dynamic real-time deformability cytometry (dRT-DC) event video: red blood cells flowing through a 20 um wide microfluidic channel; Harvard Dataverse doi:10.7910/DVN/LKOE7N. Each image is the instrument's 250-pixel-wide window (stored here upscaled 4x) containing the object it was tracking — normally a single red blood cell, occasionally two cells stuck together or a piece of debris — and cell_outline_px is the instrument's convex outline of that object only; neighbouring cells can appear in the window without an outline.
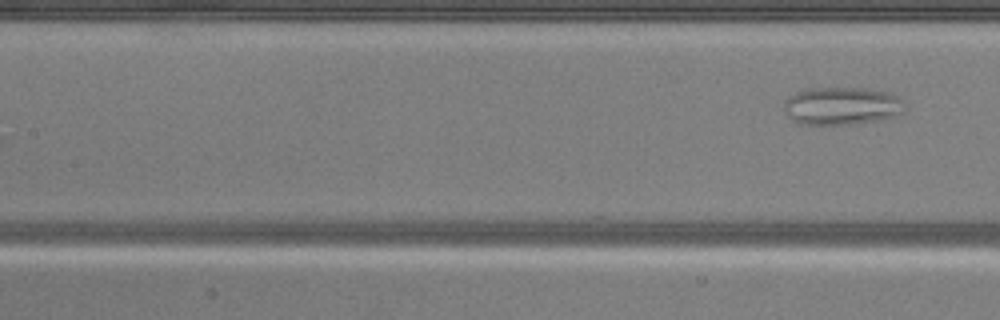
{"species": "common noctule bat (a hibernating species)", "species_latin": "Nyctalus noctula", "temperature_condition": "warm", "stored_images_in_passage": 5, "camera_frame_rate_fps": 3000, "um_per_image_px": 0.085, "animal": {"sex": "male", "body_mass_g": 20.5, "forearm_length_mm": 52.5}, "frame": {"image": 1, "passage_image": 5, "time_ms": 5.0, "image_size_px": [1000, 320], "cell_outline_px": [[908, 104], [904, 112], [896, 116], [876, 120], [848, 124], [800, 124], [792, 120], [784, 112], [784, 100], [788, 96], [796, 92], [812, 88], [864, 88], [888, 92], [900, 96]], "centroid_in_image_um": [71.59, 8.99], "position_along_channel_um": 135.8, "area_um2": 26.93}}